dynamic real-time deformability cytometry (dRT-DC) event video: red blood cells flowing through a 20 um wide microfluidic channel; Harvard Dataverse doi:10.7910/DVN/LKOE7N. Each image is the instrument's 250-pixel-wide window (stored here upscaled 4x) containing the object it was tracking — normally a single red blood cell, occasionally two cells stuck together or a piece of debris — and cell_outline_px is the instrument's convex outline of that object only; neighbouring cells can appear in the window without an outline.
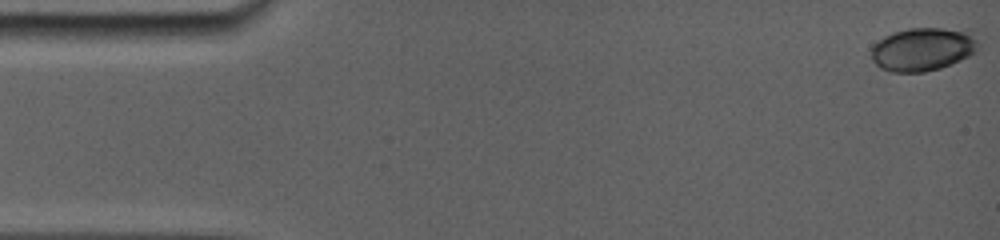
{"species": "common noctule bat (a hibernating species)", "species_latin": "Nyctalus noctula", "temperature_condition": "room temperature", "stored_images_in_passage": 14, "camera_frame_rate_fps": 5000, "um_per_image_px": 0.085, "animal": {"sex": "female", "body_mass_g": 19.0, "forearm_length_mm": 56.7}, "frame": {"image": 1, "passage_image": 1, "time_ms": 0.0, "image_size_px": [1000, 240], "cell_outline_px": [[980, 48], [976, 52], [960, 60], [940, 68], [924, 72], [888, 72], [880, 68], [872, 60], [872, 44], [884, 36], [892, 32], [908, 28], [972, 28], [980, 44]], "centroid_in_image_um": [78.5, 4.15], "position_along_channel_um": 6.5, "area_um2": 27.8}}
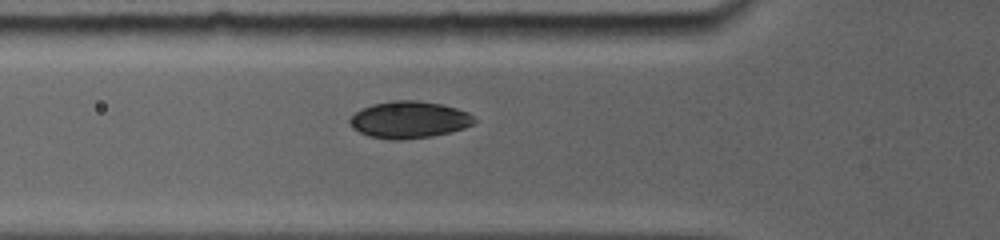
{"frame": {"image": 2, "passage_image": 12, "time_ms": 5.6, "image_size_px": [1000, 240], "cell_outline_px": [[476, 120], [472, 124], [464, 128], [448, 132], [428, 136], [372, 136], [360, 132], [348, 120], [356, 112], [372, 104], [392, 100], [416, 100], [440, 104], [456, 108], [468, 112]], "centroid_in_image_um": [34.82, 10.1], "position_along_channel_um": 91.0, "area_um2": 25.32}}
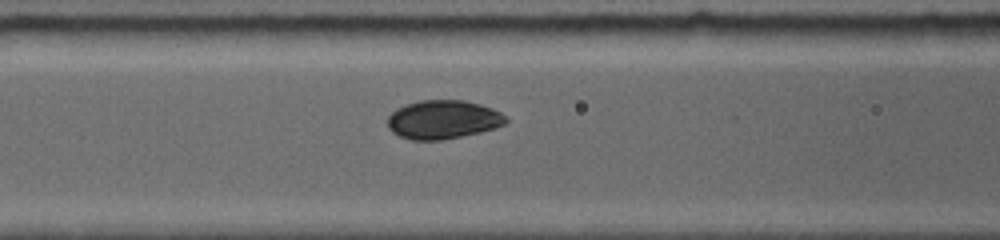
{"frame": {"image": 3, "passage_image": 14, "time_ms": 6.6, "image_size_px": [1000, 240], "cell_outline_px": [[508, 120], [504, 124], [492, 128], [460, 136], [440, 140], [412, 140], [400, 136], [392, 132], [388, 124], [388, 116], [396, 108], [420, 100], [464, 100], [480, 104], [492, 108], [500, 112]], "centroid_in_image_um": [37.63, 10.15], "position_along_channel_um": 129.0, "area_um2": 26.3}}